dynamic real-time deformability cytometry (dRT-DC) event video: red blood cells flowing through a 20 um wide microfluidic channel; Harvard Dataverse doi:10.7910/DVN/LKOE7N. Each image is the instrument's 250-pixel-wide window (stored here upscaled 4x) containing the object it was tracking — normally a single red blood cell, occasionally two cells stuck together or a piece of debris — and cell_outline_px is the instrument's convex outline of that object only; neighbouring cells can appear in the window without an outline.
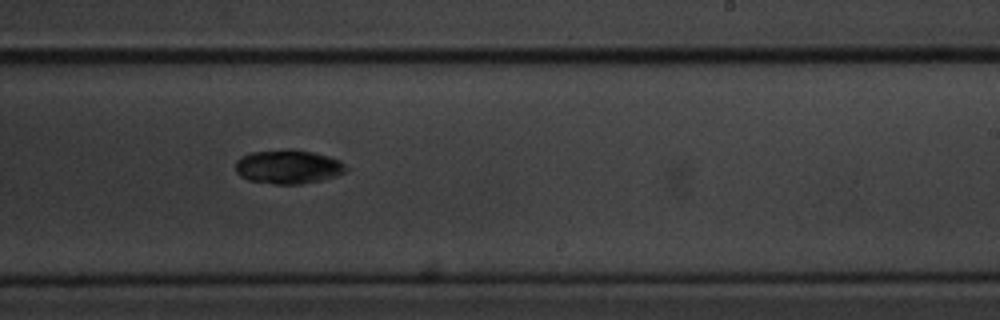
{"species": "common noctule bat (a hibernating species)", "species_latin": "Nyctalus noctula", "temperature_condition": "cold", "stored_images_in_passage": 15, "camera_frame_rate_fps": 3000, "um_per_image_px": 0.085, "animal": {"sex": "male", "body_mass_g": 20.1, "forearm_length_mm": 53.5}, "frame": {"image": 1, "passage_image": 9, "time_ms": 10.0, "image_size_px": [1000, 320], "cell_outline_px": [[348, 168], [344, 172], [336, 176], [320, 180], [300, 184], [276, 184], [248, 180], [240, 176], [236, 172], [236, 160], [240, 156], [252, 152], [288, 148], [292, 148], [312, 152], [328, 156], [340, 160]], "centroid_in_image_um": [24.47, 14.16], "position_along_channel_um": 264.5, "area_um2": 22.02}}
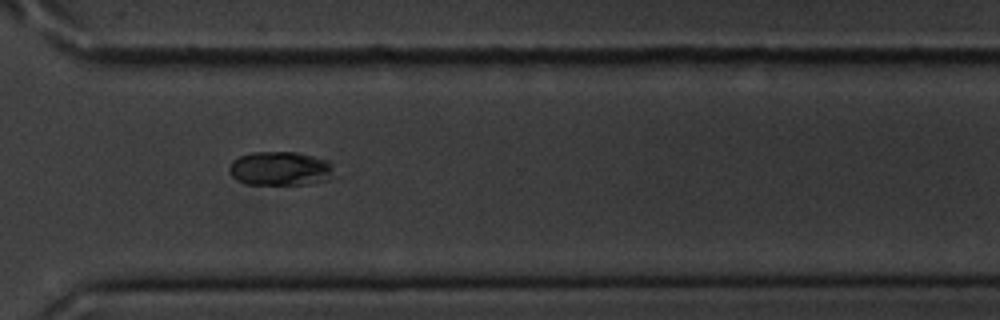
{"frame": {"image": 2, "passage_image": 11, "time_ms": 12.333, "image_size_px": [1000, 320], "cell_outline_px": [[336, 176], [328, 180], [312, 184], [244, 184], [236, 180], [232, 176], [228, 168], [232, 160], [240, 156], [252, 152], [296, 152], [328, 160]], "centroid_in_image_um": [23.83, 14.34], "position_along_channel_um": 346.8, "area_um2": 21.04}}
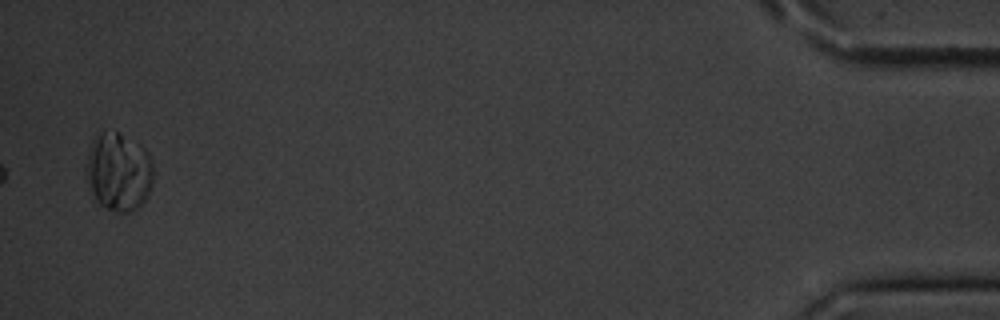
{"frame": {"image": 3, "passage_image": 15, "time_ms": 17.0, "image_size_px": [1000, 320], "cell_outline_px": [[152, 184], [144, 200], [132, 212], [116, 212], [100, 204], [96, 200], [88, 188], [84, 176], [84, 168], [88, 152], [92, 140], [96, 132], [116, 132], [140, 144], [148, 152], [152, 164]], "centroid_in_image_um": [10.02, 14.6], "position_along_channel_um": 425.2, "area_um2": 30.92}, "authors_computed_cell_mechanics": {"area_um2": 21.0392, "velocity_mm_per_s": 3.5311, "shape_relaxation_time_tau1_ms": 6.344, "shape_relaxation_time_tau2_ms": null, "deformation_change_tau1": 0.1208, "deformation_change_tau2": null}}